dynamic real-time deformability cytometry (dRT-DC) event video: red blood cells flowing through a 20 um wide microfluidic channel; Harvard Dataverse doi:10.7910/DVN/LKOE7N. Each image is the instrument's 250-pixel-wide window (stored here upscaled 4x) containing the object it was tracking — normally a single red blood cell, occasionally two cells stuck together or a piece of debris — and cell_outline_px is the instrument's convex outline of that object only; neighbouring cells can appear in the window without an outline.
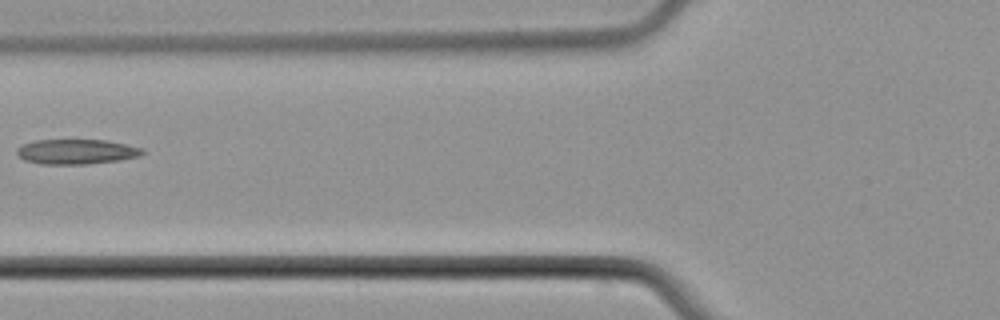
{"species": "common noctule bat (a hibernating species)", "species_latin": "Nyctalus noctula", "temperature_condition": "cold", "stored_images_in_passage": 6, "camera_frame_rate_fps": 3000, "um_per_image_px": 0.085, "animal": {"sex": "male", "body_mass_g": 21.5, "forearm_length_mm": 52.0}, "frame": {"image": 1, "passage_image": 6, "time_ms": 6.333, "image_size_px": [1000, 320], "cell_outline_px": [[144, 152], [140, 156], [116, 160], [84, 164], [40, 164], [24, 160], [16, 152], [16, 148], [24, 144], [36, 140], [104, 140], [144, 148]], "centroid_in_image_um": [6.47, 12.89], "position_along_channel_um": 119.3, "area_um2": 18.03}}